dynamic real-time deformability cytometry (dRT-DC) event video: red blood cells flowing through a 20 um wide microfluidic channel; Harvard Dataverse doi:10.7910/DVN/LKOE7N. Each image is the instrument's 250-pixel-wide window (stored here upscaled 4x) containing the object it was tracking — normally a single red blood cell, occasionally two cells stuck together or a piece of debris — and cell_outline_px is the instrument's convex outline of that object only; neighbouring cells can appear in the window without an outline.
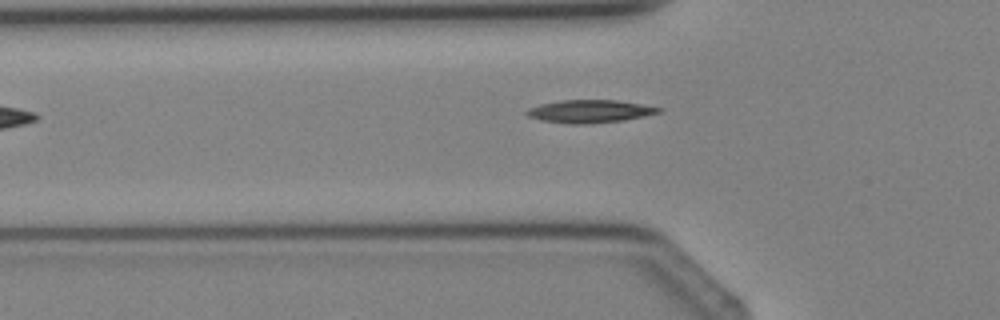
{"species": "Egyptian fruit bat (a non-hibernating species)", "species_latin": "Rousettus aegyptiacus", "temperature_condition": "cold", "stored_images_in_passage": 3, "camera_frame_rate_fps": 3000, "um_per_image_px": 0.085, "animal": {"sex": "female"}, "frame": {"image": 1, "passage_image": 3, "time_ms": 2.333, "image_size_px": [1000, 320], "cell_outline_px": [[660, 112], [624, 120], [592, 124], [568, 124], [540, 120], [528, 116], [524, 112], [528, 108], [540, 104], [560, 100], [616, 100], [640, 104], [660, 108]], "centroid_in_image_um": [50.05, 9.47], "position_along_channel_um": 75.8, "area_um2": 17.51}}